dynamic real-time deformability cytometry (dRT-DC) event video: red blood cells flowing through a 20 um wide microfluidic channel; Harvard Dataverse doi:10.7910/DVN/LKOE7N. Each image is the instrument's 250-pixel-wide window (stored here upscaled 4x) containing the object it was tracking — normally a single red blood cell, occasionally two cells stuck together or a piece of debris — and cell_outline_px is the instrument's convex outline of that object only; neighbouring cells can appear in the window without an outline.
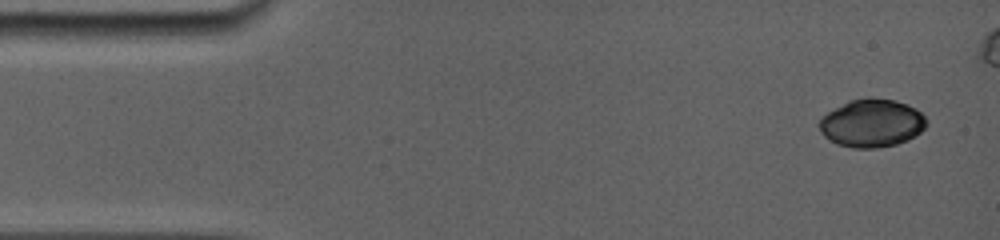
{"species": "common noctule bat (a hibernating species)", "species_latin": "Nyctalus noctula", "temperature_condition": "room temperature", "stored_images_in_passage": 23, "camera_frame_rate_fps": 5000, "um_per_image_px": 0.085, "animal": {"sex": "female", "body_mass_g": 19.0, "forearm_length_mm": 56.7}, "frame": {"image": 1, "passage_image": 1, "time_ms": 0.0, "image_size_px": [1000, 240], "cell_outline_px": [[928, 124], [916, 136], [908, 140], [896, 144], [876, 148], [852, 148], [836, 144], [828, 140], [820, 132], [816, 124], [820, 116], [848, 100], [868, 96], [896, 100], [908, 104], [916, 108], [928, 120]], "centroid_in_image_um": [74.07, 10.45], "position_along_channel_um": 10.9, "area_um2": 30.81}}
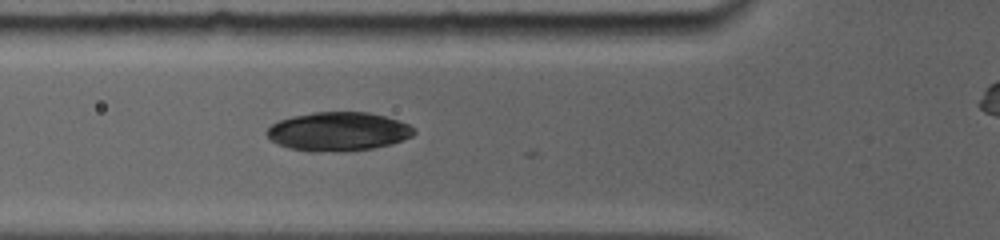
{"frame": {"image": 2, "passage_image": 8, "time_ms": 5.0, "image_size_px": [1000, 240], "cell_outline_px": [[416, 132], [412, 136], [392, 144], [372, 148], [320, 152], [308, 152], [288, 148], [276, 144], [264, 132], [272, 124], [280, 120], [292, 116], [312, 112], [368, 112], [384, 116], [408, 124], [416, 128]], "centroid_in_image_um": [28.72, 11.18], "position_along_channel_um": 97.1, "area_um2": 33.29}}
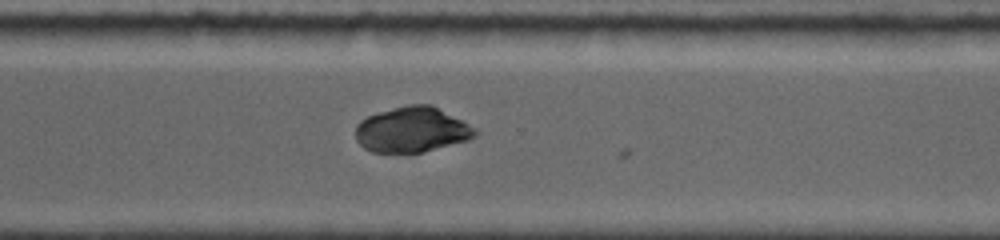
{"frame": {"image": 3, "passage_image": 20, "time_ms": 11.2, "image_size_px": [1000, 240], "cell_outline_px": [[476, 136], [468, 140], [424, 152], [372, 152], [364, 148], [356, 140], [356, 124], [360, 120], [368, 116], [380, 112], [408, 104], [432, 104], [476, 128]], "centroid_in_image_um": [35.02, 11.02], "position_along_channel_um": 335.6, "area_um2": 31.5}}